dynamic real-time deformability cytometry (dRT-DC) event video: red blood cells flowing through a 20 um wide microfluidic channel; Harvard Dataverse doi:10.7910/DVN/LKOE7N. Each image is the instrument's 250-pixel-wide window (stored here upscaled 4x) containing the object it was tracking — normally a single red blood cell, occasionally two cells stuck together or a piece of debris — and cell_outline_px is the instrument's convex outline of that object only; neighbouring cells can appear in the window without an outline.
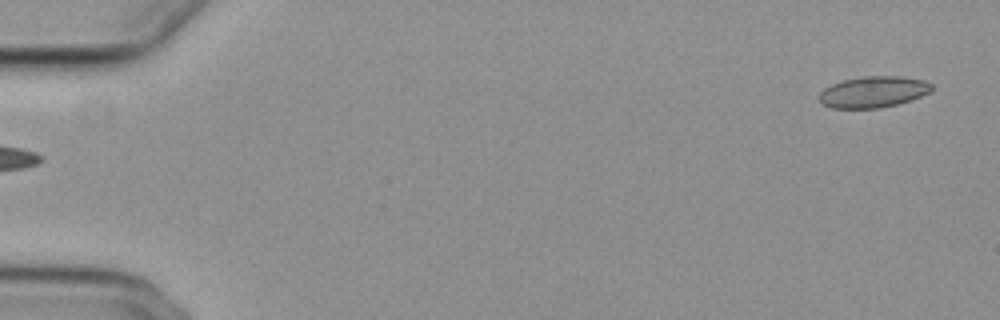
{"species": "common noctule bat (a hibernating species)", "species_latin": "Nyctalus noctula", "temperature_condition": "cold", "stored_images_in_passage": 54, "camera_frame_rate_fps": 3000, "um_per_image_px": 0.085, "animal": {"sex": "female", "body_mass_g": 29.2, "forearm_length_mm": 56.3}, "frame": {"image": 1, "passage_image": 1, "time_ms": 0.0, "image_size_px": [1000, 320], "cell_outline_px": [[932, 88], [928, 92], [912, 100], [880, 108], [832, 108], [820, 104], [820, 92], [824, 88], [832, 84], [844, 80], [864, 76], [900, 76], [924, 80], [932, 84]], "centroid_in_image_um": [74.21, 7.81], "position_along_channel_um": 10.8, "area_um2": 20.4}}
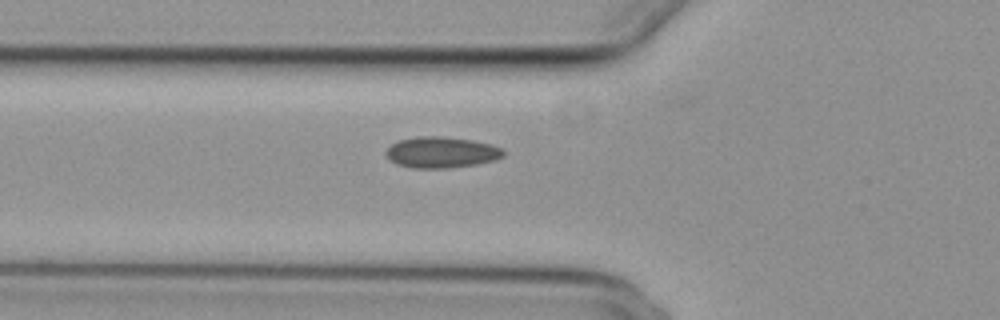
{"frame": {"image": 2, "passage_image": 19, "time_ms": 6.0, "image_size_px": [1000, 320], "cell_outline_px": [[504, 156], [496, 160], [476, 164], [448, 168], [412, 168], [396, 164], [388, 160], [384, 152], [392, 144], [400, 140], [416, 136], [440, 136], [472, 140], [492, 144], [504, 148]], "centroid_in_image_um": [37.52, 12.95], "position_along_channel_um": 88.3, "area_um2": 21.5}}
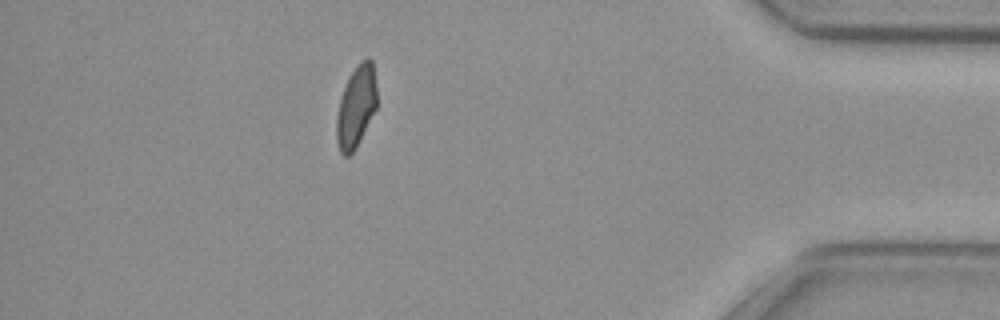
{"frame": {"image": 3, "passage_image": 48, "time_ms": 15.667, "image_size_px": [1000, 320], "cell_outline_px": [[376, 108], [356, 148], [348, 156], [344, 156], [340, 152], [336, 140], [336, 120], [340, 100], [344, 88], [352, 72], [360, 60], [368, 56], [372, 60], [376, 84]], "centroid_in_image_um": [30.27, 9.06], "position_along_channel_um": 404.9, "area_um2": 19.02}, "authors_computed_cell_mechanics": {"area_um2": 20.2011, "velocity_mm_per_s": 3.7296, "shape_relaxation_time_tau1_ms": null, "shape_relaxation_time_tau2_ms": 1.681, "deformation_change_tau1": null, "deformation_change_tau2": 0.0677}}